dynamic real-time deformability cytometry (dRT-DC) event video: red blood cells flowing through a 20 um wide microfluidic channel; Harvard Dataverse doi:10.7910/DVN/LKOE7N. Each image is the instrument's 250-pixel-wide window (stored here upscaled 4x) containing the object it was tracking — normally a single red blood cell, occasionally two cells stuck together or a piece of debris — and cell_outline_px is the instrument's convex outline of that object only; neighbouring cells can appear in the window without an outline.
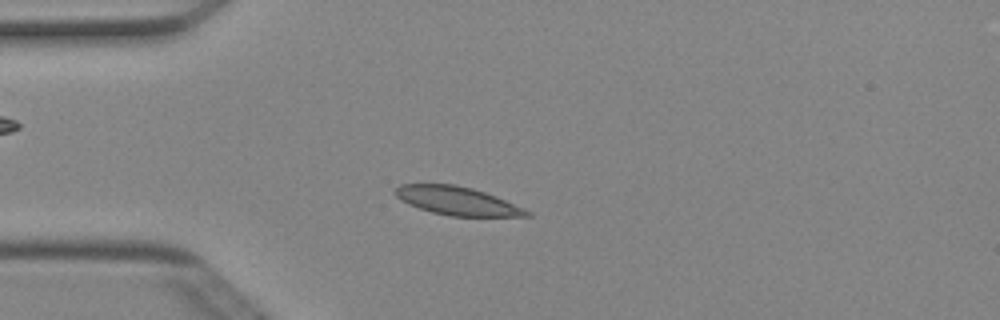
{"species": "Egyptian fruit bat (a non-hibernating species)", "species_latin": "Rousettus aegyptiacus", "temperature_condition": "cold", "stored_images_in_passage": 49, "camera_frame_rate_fps": 3000, "um_per_image_px": 0.085, "animal": {"sex": "female"}, "frame": {"image": 1, "passage_image": 12, "time_ms": 3.667, "image_size_px": [1000, 320], "cell_outline_px": [[532, 216], [452, 216], [432, 212], [408, 204], [400, 200], [392, 192], [400, 184], [456, 184], [472, 188], [496, 196], [524, 208], [532, 212]], "centroid_in_image_um": [38.85, 17.07], "position_along_channel_um": 46.1, "area_um2": 21.73}}
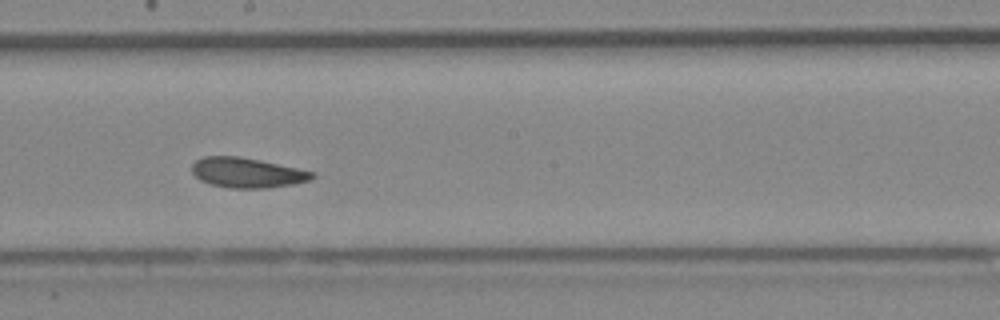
{"frame": {"image": 2, "passage_image": 27, "time_ms": 8.667, "image_size_px": [1000, 320], "cell_outline_px": [[316, 176], [308, 180], [292, 184], [268, 188], [228, 188], [212, 184], [200, 180], [192, 172], [192, 164], [196, 160], [204, 156], [236, 156], [260, 160], [316, 172]], "centroid_in_image_um": [21.0, 14.68], "position_along_channel_um": 227.2, "area_um2": 20.92}}
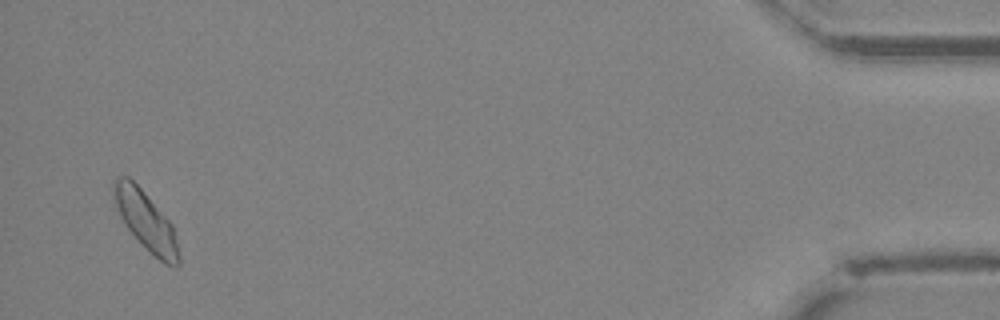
{"frame": {"image": 3, "passage_image": 48, "time_ms": 15.667, "image_size_px": [1000, 320], "cell_outline_px": [[180, 264], [176, 268], [172, 268], [164, 264], [148, 252], [124, 224], [120, 216], [112, 192], [112, 180], [116, 176], [128, 176], [144, 192], [172, 224], [180, 256]], "centroid_in_image_um": [12.4, 18.81], "position_along_channel_um": 422.8, "area_um2": 22.43}, "authors_computed_cell_mechanics": {"area_um2": 21.2704, "velocity_mm_per_s": 3.9687, "shape_relaxation_time_tau1_ms": 5.0679, "shape_relaxation_time_tau2_ms": null, "deformation_change_tau1": 0.0941, "deformation_change_tau2": null}}